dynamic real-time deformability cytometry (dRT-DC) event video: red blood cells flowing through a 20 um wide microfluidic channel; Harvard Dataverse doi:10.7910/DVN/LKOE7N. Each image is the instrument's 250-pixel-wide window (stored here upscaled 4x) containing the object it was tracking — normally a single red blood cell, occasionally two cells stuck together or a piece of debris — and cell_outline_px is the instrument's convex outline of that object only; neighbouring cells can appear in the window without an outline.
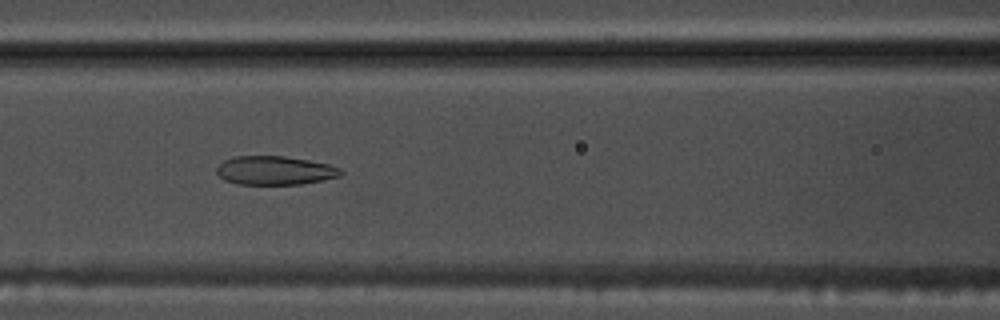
{"species": "common noctule bat (a hibernating species)", "species_latin": "Nyctalus noctula", "temperature_condition": "warm", "stored_images_in_passage": 50, "camera_frame_rate_fps": 3000, "um_per_image_px": 0.085, "animal": {"sex": "male", "body_mass_g": 17.5, "forearm_length_mm": 52.3}, "frame": {"image": 1, "passage_image": 20, "time_ms": 6.333, "image_size_px": [1000, 320], "cell_outline_px": [[344, 172], [340, 176], [324, 180], [300, 184], [236, 184], [224, 180], [216, 172], [216, 168], [224, 160], [236, 156], [284, 156], [308, 160], [328, 164], [340, 168]], "centroid_in_image_um": [23.37, 14.49], "position_along_channel_um": 143.2, "area_um2": 20.81}}
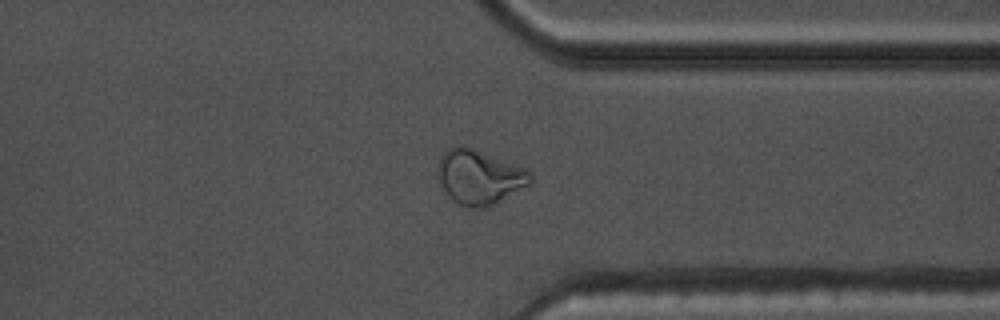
{"frame": {"image": 2, "passage_image": 38, "time_ms": 12.333, "image_size_px": [1000, 320], "cell_outline_px": [[532, 184], [496, 204], [488, 208], [472, 208], [460, 204], [452, 200], [448, 196], [436, 172], [440, 160], [444, 152], [452, 144], [464, 144], [524, 168], [532, 172]], "centroid_in_image_um": [40.77, 15.04], "position_along_channel_um": 370.6, "area_um2": 29.82}}
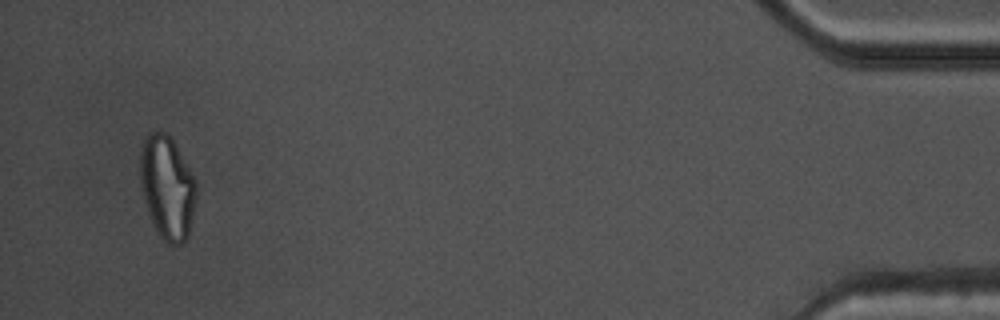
{"frame": {"image": 3, "passage_image": 48, "time_ms": 15.667, "image_size_px": [1000, 320], "cell_outline_px": [[196, 196], [188, 236], [180, 244], [168, 244], [160, 236], [148, 212], [140, 188], [140, 152], [144, 140], [148, 132], [156, 128], [164, 132], [172, 140], [196, 180]], "centroid_in_image_um": [14.19, 15.89], "position_along_channel_um": 421.0, "area_um2": 33.58}, "authors_computed_cell_mechanics": {"area_um2": 24.0737, "velocity_mm_per_s": 3.8246, "shape_relaxation_time_tau1_ms": null, "shape_relaxation_time_tau2_ms": 2.4212, "deformation_change_tau1": null, "deformation_change_tau2": 0.0736}}